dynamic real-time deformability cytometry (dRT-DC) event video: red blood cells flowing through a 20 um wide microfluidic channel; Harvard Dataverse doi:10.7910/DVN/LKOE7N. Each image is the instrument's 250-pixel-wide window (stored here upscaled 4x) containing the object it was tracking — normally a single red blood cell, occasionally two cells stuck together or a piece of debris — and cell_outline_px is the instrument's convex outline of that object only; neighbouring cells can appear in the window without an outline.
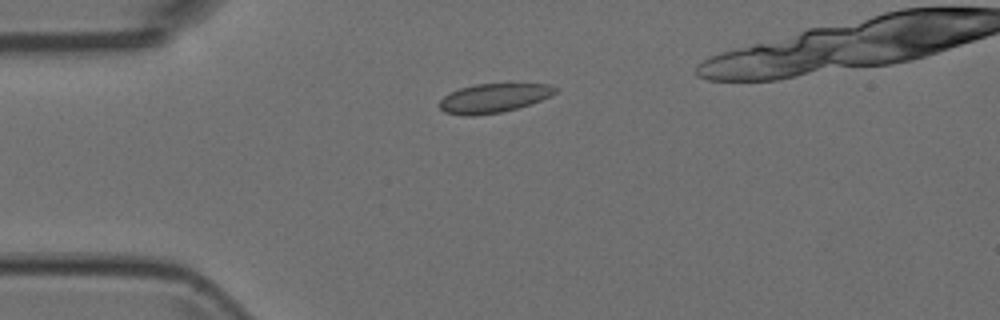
{"species": "Egyptian fruit bat (a non-hibernating species)", "species_latin": "Rousettus aegyptiacus", "temperature_condition": "room temperature", "stored_images_in_passage": 3, "camera_frame_rate_fps": 3000, "um_per_image_px": 0.085, "animal": {"sex": "female"}, "frame": {"image": 1, "passage_image": 2, "time_ms": 0.333, "image_size_px": [1000, 320], "cell_outline_px": [[556, 92], [552, 96], [516, 108], [500, 112], [472, 116], [464, 116], [444, 112], [440, 108], [440, 100], [444, 96], [460, 88], [476, 84], [548, 84], [556, 88]], "centroid_in_image_um": [41.94, 8.34], "position_along_channel_um": 43.1, "area_um2": 19.31}}